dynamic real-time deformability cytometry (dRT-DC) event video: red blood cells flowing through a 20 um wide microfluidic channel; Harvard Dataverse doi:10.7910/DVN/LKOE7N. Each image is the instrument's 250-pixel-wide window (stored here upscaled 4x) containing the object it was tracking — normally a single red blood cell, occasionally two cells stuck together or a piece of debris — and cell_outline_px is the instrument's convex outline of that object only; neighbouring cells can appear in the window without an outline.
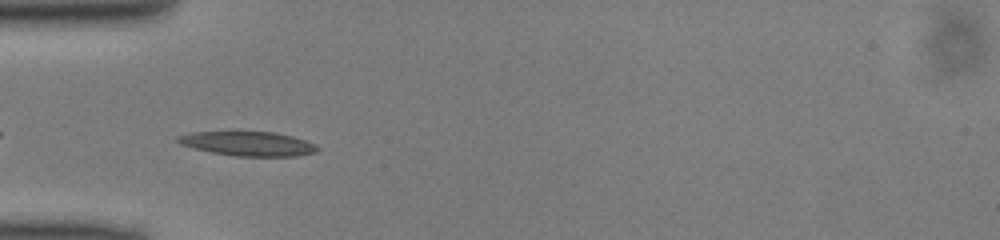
{"species": "common noctule bat (a hibernating species)", "species_latin": "Nyctalus noctula", "temperature_condition": "cold", "stored_images_in_passage": 37, "camera_frame_rate_fps": 3000, "um_per_image_px": 0.085, "animal": {"sex": "male", "body_mass_g": 13.0, "forearm_length_mm": 53.1}, "frame": {"image": 1, "passage_image": 3, "time_ms": 0.667, "image_size_px": [1000, 240], "cell_outline_px": [[320, 148], [316, 152], [296, 156], [236, 156], [212, 152], [180, 144], [176, 140], [176, 136], [192, 132], [276, 132], [292, 136], [316, 144]], "centroid_in_image_um": [21.11, 12.21], "position_along_channel_um": 63.9, "area_um2": 19.65}}
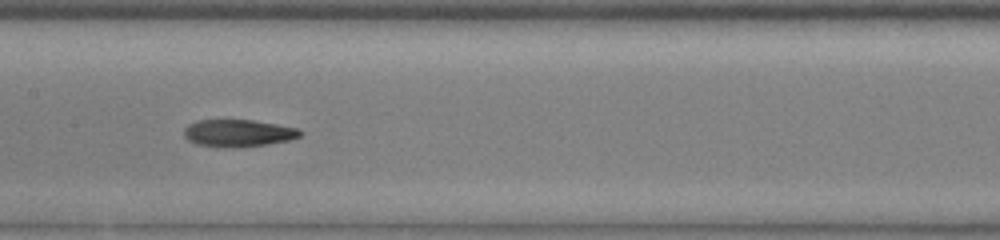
{"frame": {"image": 2, "passage_image": 12, "time_ms": 3.667, "image_size_px": [1000, 240], "cell_outline_px": [[304, 132], [300, 136], [288, 140], [268, 144], [240, 148], [220, 148], [196, 144], [188, 140], [184, 136], [184, 128], [188, 124], [196, 120], [252, 120], [276, 124], [296, 128]], "centroid_in_image_um": [20.21, 11.33], "position_along_channel_um": 187.2, "area_um2": 18.67}}
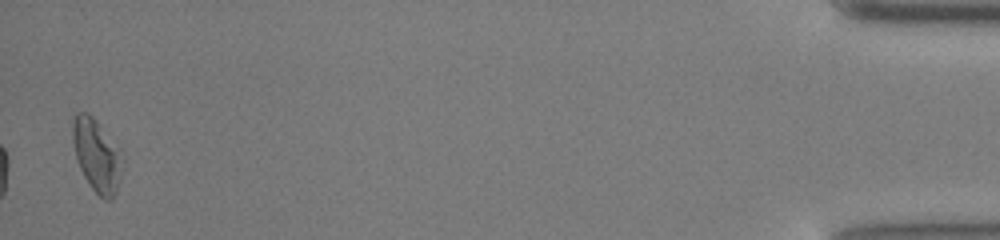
{"frame": {"image": 3, "passage_image": 36, "time_ms": 11.667, "image_size_px": [1000, 240], "cell_outline_px": [[124, 160], [116, 192], [112, 200], [104, 200], [88, 184], [80, 168], [76, 156], [72, 140], [72, 120], [76, 112], [88, 112], [96, 120]], "centroid_in_image_um": [8.19, 13.22], "position_along_channel_um": 427.0, "area_um2": 20.63}}